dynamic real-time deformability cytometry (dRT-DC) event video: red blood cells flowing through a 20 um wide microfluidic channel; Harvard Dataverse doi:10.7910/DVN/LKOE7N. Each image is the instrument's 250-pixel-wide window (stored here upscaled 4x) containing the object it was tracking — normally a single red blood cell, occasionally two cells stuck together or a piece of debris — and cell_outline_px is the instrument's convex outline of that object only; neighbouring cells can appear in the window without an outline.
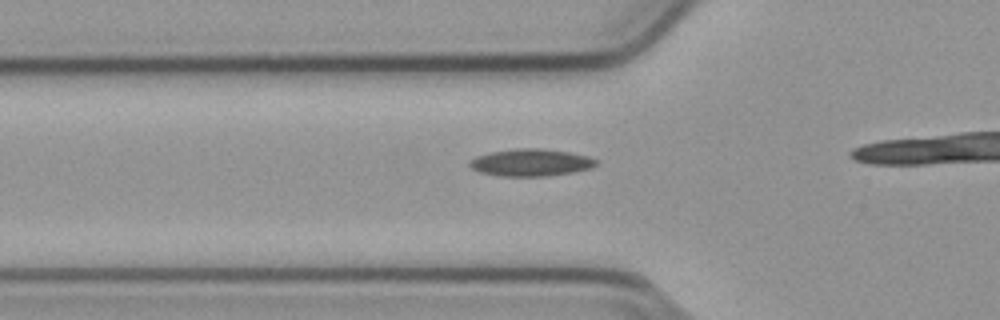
{"species": "common noctule bat (a hibernating species)", "species_latin": "Nyctalus noctula", "temperature_condition": "cold", "stored_images_in_passage": 19, "camera_frame_rate_fps": 3000, "um_per_image_px": 0.085, "animal": {"sex": "male", "body_mass_g": 23.1, "forearm_length_mm": 52.7}, "frame": {"image": 1, "passage_image": 14, "time_ms": 4.333, "image_size_px": [1000, 320], "cell_outline_px": [[596, 164], [588, 168], [572, 172], [548, 176], [500, 176], [480, 172], [472, 168], [468, 164], [476, 156], [488, 152], [516, 148], [540, 148], [568, 152], [588, 156], [596, 160]], "centroid_in_image_um": [45.08, 13.81], "position_along_channel_um": 80.7, "area_um2": 19.88}}
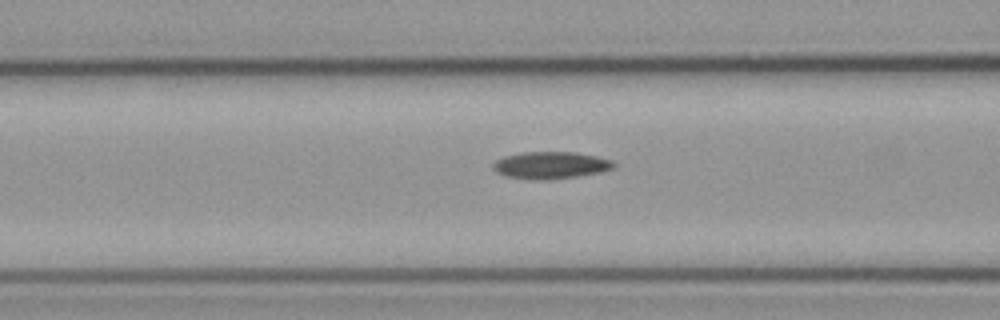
{"frame": {"image": 2, "passage_image": 17, "time_ms": 5.333, "image_size_px": [1000, 320], "cell_outline_px": [[616, 164], [612, 168], [600, 172], [576, 176], [548, 180], [536, 180], [508, 176], [496, 172], [492, 168], [492, 164], [496, 160], [504, 156], [520, 152], [576, 152], [596, 156], [612, 160]], "centroid_in_image_um": [46.78, 14.03], "position_along_channel_um": 119.8, "area_um2": 19.02}}